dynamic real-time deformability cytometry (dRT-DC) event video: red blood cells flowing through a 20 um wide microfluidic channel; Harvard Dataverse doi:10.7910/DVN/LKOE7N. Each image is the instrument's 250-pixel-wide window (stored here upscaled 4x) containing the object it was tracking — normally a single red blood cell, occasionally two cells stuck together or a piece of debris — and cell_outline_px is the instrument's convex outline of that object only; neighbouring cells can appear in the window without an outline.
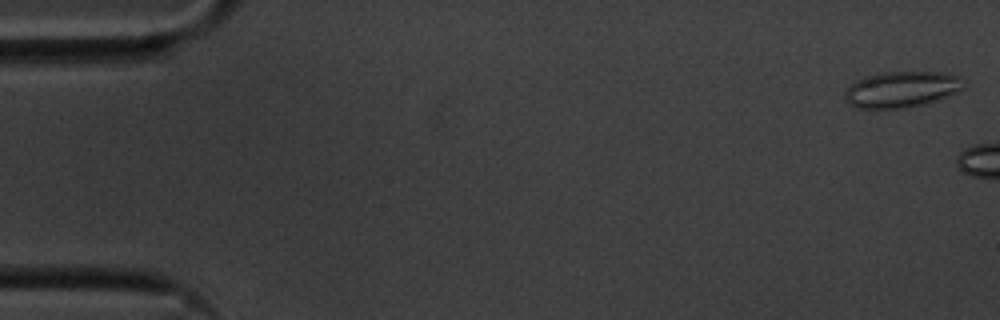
{"species": "common noctule bat (a hibernating species)", "species_latin": "Nyctalus noctula", "temperature_condition": "cold", "stored_images_in_passage": 6, "camera_frame_rate_fps": 3000, "um_per_image_px": 0.085, "animal": {"sex": "male", "body_mass_g": 20.1, "forearm_length_mm": 53.5}, "frame": {"image": 1, "passage_image": 1, "time_ms": 0.0, "image_size_px": [1000, 320], "cell_outline_px": [[960, 88], [936, 100], [924, 104], [900, 108], [856, 108], [848, 104], [844, 100], [844, 92], [856, 80], [864, 76], [880, 72], [940, 72], [960, 76]], "centroid_in_image_um": [76.5, 7.59], "position_along_channel_um": 8.5, "area_um2": 24.51}}